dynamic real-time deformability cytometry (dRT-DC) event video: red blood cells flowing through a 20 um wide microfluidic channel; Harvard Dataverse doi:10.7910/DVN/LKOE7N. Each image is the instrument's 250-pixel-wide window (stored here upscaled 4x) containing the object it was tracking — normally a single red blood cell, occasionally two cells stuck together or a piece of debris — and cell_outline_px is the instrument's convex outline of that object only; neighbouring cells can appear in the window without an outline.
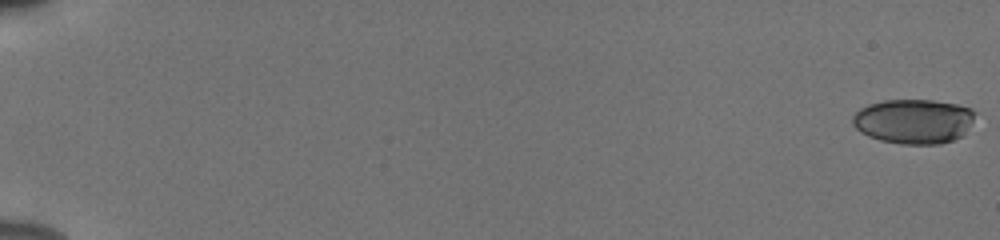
{"species": "human", "species_latin": "Homo sapiens", "temperature_condition": "cold", "stored_images_in_passage": 56, "camera_frame_rate_fps": 3000, "um_per_image_px": 0.085, "donor": {"sex": "male"}, "frame": {"image": 1, "passage_image": 1, "time_ms": 0.0, "image_size_px": [1000, 240], "cell_outline_px": [[976, 112], [972, 120], [960, 136], [952, 140], [940, 144], [900, 144], [880, 140], [868, 136], [860, 132], [852, 124], [852, 116], [860, 108], [868, 104], [884, 100], [932, 100], [956, 104], [972, 108]], "centroid_in_image_um": [77.62, 10.3], "position_along_channel_um": 7.4, "area_um2": 31.79}}
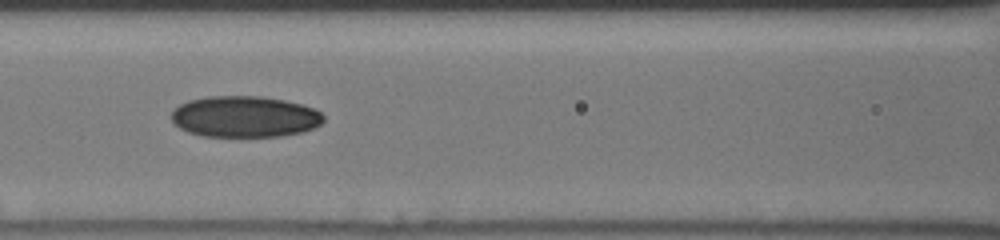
{"frame": {"image": 2, "passage_image": 28, "time_ms": 9.0, "image_size_px": [1000, 240], "cell_outline_px": [[324, 120], [316, 128], [304, 132], [280, 136], [204, 136], [188, 132], [180, 128], [172, 120], [172, 112], [180, 104], [188, 100], [208, 96], [264, 96], [304, 104], [316, 108], [324, 116]], "centroid_in_image_um": [20.86, 9.91], "position_along_channel_um": 145.7, "area_um2": 36.82}}
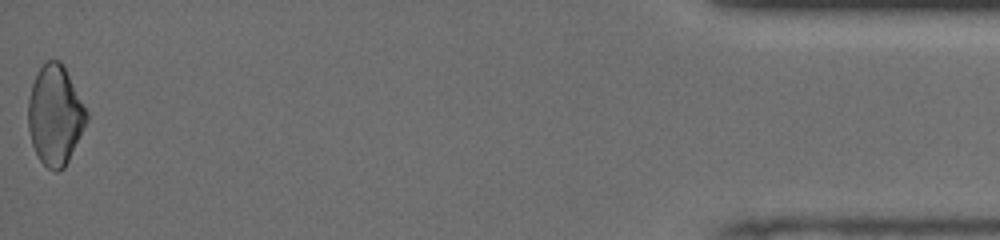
{"frame": {"image": 3, "passage_image": 56, "time_ms": 18.333, "image_size_px": [1000, 240], "cell_outline_px": [[88, 120], [64, 168], [56, 172], [48, 168], [40, 160], [32, 144], [28, 128], [28, 100], [32, 84], [36, 72], [48, 60], [60, 60], [64, 64], [88, 112]], "centroid_in_image_um": [4.69, 9.77], "position_along_channel_um": 430.5, "area_um2": 33.93}, "authors_computed_cell_mechanics": {"area_um2": 34.4488, "velocity_mm_per_s": 3.8848, "shape_relaxation_time_tau1_ms": 10.2773, "shape_relaxation_time_tau2_ms": 9.578, "deformation_change_tau1": 0.1702, "deformation_change_tau2": 0.1369}}